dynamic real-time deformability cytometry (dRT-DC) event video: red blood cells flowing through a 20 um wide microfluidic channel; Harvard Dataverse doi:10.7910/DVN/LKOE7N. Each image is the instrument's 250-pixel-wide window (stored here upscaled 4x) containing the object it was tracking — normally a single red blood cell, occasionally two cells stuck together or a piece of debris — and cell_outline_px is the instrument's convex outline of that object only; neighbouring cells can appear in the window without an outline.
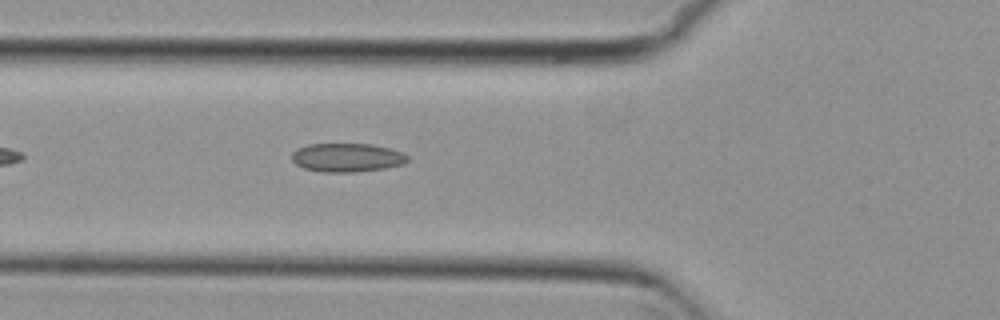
{"species": "common noctule bat (a hibernating species)", "species_latin": "Nyctalus noctula", "temperature_condition": "cold", "stored_images_in_passage": 39, "camera_frame_rate_fps": 3000, "um_per_image_px": 0.085, "animal": {"sex": "female", "body_mass_g": 29.2, "forearm_length_mm": 56.3}, "frame": {"image": 1, "passage_image": 4, "time_ms": 1.0, "image_size_px": [1000, 320], "cell_outline_px": [[408, 160], [404, 164], [384, 168], [352, 172], [324, 172], [304, 168], [296, 164], [292, 160], [292, 152], [296, 148], [308, 144], [372, 144], [404, 152], [408, 156]], "centroid_in_image_um": [29.49, 13.38], "position_along_channel_um": 96.3, "area_um2": 19.36}}
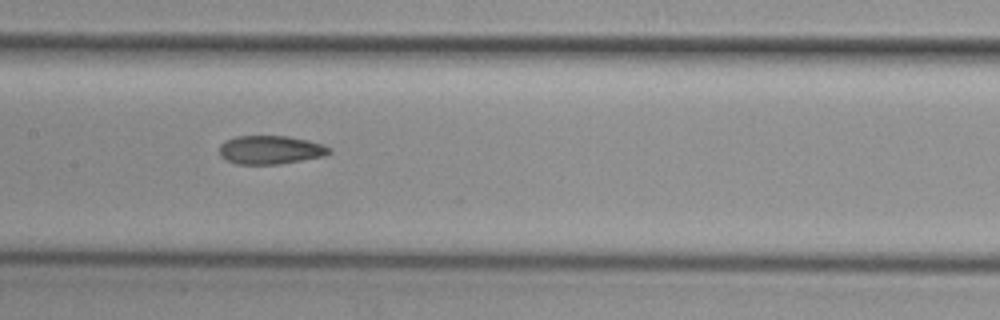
{"frame": {"image": 2, "passage_image": 11, "time_ms": 3.333, "image_size_px": [1000, 320], "cell_outline_px": [[332, 152], [324, 156], [280, 164], [236, 164], [224, 160], [220, 156], [220, 144], [224, 140], [236, 136], [288, 136], [308, 140], [332, 148]], "centroid_in_image_um": [22.96, 12.74], "position_along_channel_um": 184.4, "area_um2": 18.44}}
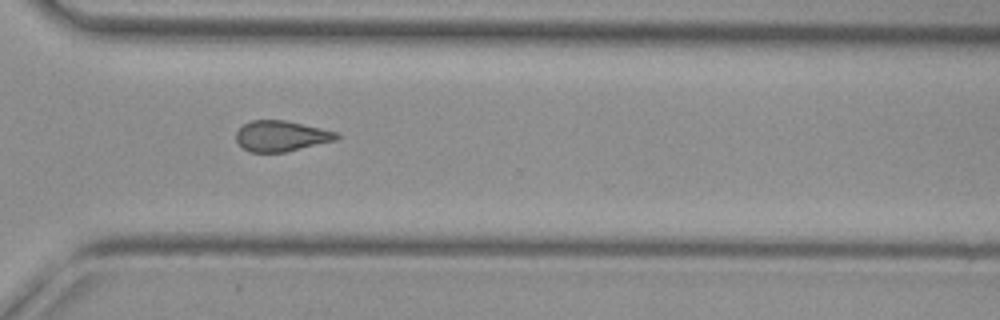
{"frame": {"image": 3, "passage_image": 24, "time_ms": 7.667, "image_size_px": [1000, 320], "cell_outline_px": [[340, 136], [336, 140], [284, 152], [248, 152], [236, 140], [236, 132], [244, 124], [252, 120], [284, 120], [340, 132]], "centroid_in_image_um": [23.92, 11.56], "position_along_channel_um": 346.7, "area_um2": 17.86}, "authors_computed_cell_mechanics": {"area_um2": 18.496, "velocity_mm_per_s": 3.7482, "shape_relaxation_time_tau1_ms": null, "shape_relaxation_time_tau2_ms": 6.7653, "deformation_change_tau1": null, "deformation_change_tau2": 0.1443}}